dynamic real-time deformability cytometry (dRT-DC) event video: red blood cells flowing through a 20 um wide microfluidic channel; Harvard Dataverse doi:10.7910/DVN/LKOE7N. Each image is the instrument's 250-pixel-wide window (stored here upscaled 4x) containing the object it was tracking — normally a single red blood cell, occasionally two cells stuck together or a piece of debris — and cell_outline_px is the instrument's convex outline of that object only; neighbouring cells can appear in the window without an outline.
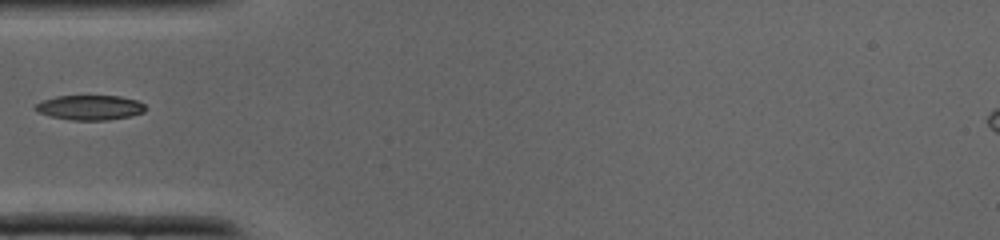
{"species": "common noctule bat (a hibernating species)", "species_latin": "Nyctalus noctula", "temperature_condition": "cold", "stored_images_in_passage": 24, "camera_frame_rate_fps": 3000, "um_per_image_px": 0.085, "animal": {"sex": "male", "body_mass_g": 19.0, "forearm_length_mm": 50.8}, "frame": {"image": 1, "passage_image": 1, "time_ms": 0.0, "image_size_px": [1000, 240], "cell_outline_px": [[148, 108], [144, 112], [128, 116], [108, 120], [72, 120], [48, 116], [36, 112], [32, 108], [36, 104], [44, 100], [56, 96], [120, 96], [136, 100], [144, 104]], "centroid_in_image_um": [7.62, 9.14], "position_along_channel_um": 77.4, "area_um2": 16.01}}
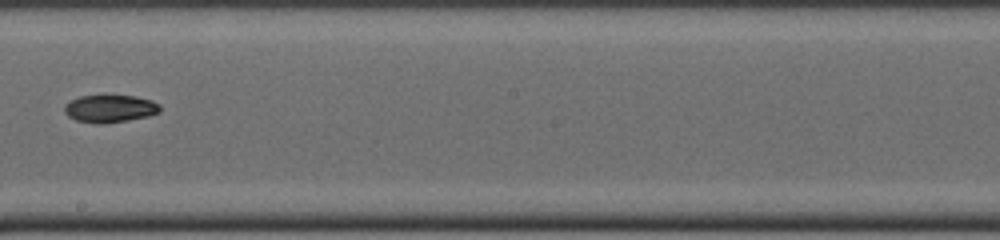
{"frame": {"image": 2, "passage_image": 10, "time_ms": 3.0, "image_size_px": [1000, 240], "cell_outline_px": [[160, 112], [148, 116], [128, 120], [100, 124], [76, 120], [68, 116], [64, 112], [64, 108], [72, 100], [80, 96], [136, 96], [152, 100], [160, 104]], "centroid_in_image_um": [9.38, 9.24], "position_along_channel_um": 238.8, "area_um2": 15.14}}
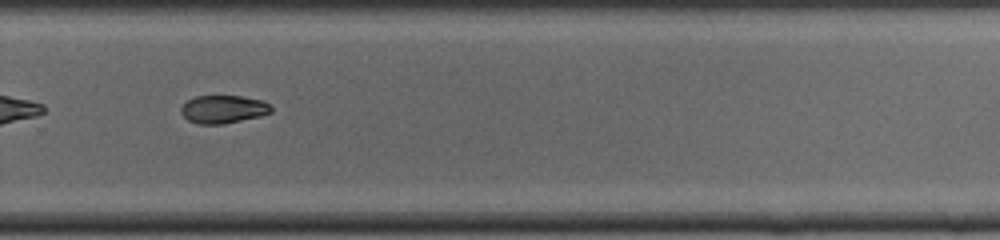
{"frame": {"image": 3, "passage_image": 14, "time_ms": 4.333, "image_size_px": [1000, 240], "cell_outline_px": [[272, 112], [260, 116], [224, 124], [196, 124], [188, 120], [180, 112], [180, 108], [188, 100], [196, 96], [240, 96], [260, 100], [268, 104], [272, 108]], "centroid_in_image_um": [18.95, 9.29], "position_along_channel_um": 310.8, "area_um2": 14.62}}